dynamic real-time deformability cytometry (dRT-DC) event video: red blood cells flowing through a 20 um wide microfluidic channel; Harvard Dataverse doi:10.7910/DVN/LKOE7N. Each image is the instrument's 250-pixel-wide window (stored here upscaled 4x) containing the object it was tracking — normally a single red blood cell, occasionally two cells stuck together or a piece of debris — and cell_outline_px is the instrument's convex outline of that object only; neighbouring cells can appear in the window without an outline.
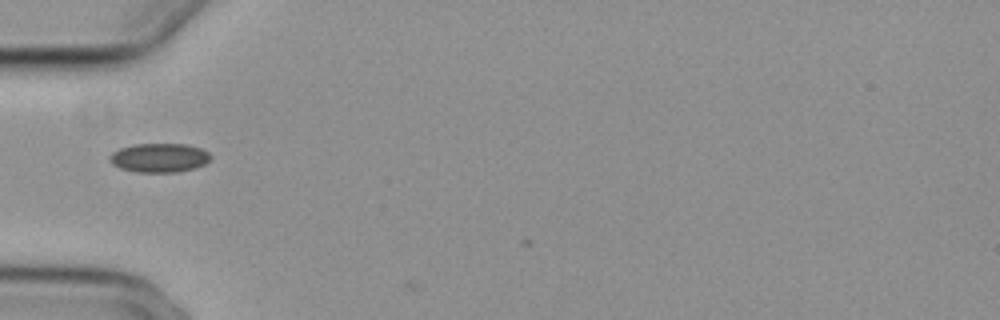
{"species": "common noctule bat (a hibernating species)", "species_latin": "Nyctalus noctula", "temperature_condition": "cold", "stored_images_in_passage": 4, "camera_frame_rate_fps": 3000, "um_per_image_px": 0.085, "animal": {"sex": "female", "body_mass_g": 29.2, "forearm_length_mm": 56.3}, "frame": {"image": 1, "passage_image": 1, "time_ms": 0.0, "image_size_px": [1000, 320], "cell_outline_px": [[212, 156], [204, 164], [196, 168], [176, 172], [136, 172], [120, 168], [112, 164], [108, 160], [108, 156], [112, 152], [120, 148], [136, 144], [184, 144], [200, 148], [208, 152]], "centroid_in_image_um": [13.51, 13.41], "position_along_channel_um": 71.5, "area_um2": 17.11}}